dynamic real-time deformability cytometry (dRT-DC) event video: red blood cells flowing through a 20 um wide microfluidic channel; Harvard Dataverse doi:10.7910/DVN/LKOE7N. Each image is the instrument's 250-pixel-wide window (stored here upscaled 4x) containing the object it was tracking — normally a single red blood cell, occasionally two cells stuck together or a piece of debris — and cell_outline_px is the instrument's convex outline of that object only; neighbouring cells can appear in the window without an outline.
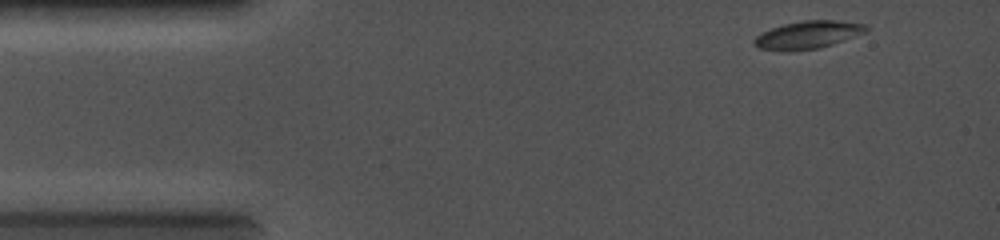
{"species": "common noctule bat (a hibernating species)", "species_latin": "Nyctalus noctula", "temperature_condition": "cold", "stored_images_in_passage": 4, "camera_frame_rate_fps": 5000, "um_per_image_px": 0.085, "animal": {"sex": "female", "body_mass_g": 19.0, "forearm_length_mm": 56.7}, "frame": {"image": 1, "passage_image": 1, "time_ms": 0.0, "image_size_px": [1000, 240], "cell_outline_px": [[868, 32], [820, 48], [788, 52], [784, 52], [756, 48], [752, 40], [760, 32], [784, 24], [804, 20], [836, 20], [864, 24], [868, 28]], "centroid_in_image_um": [68.62, 2.98], "position_along_channel_um": 16.4, "area_um2": 18.38}}
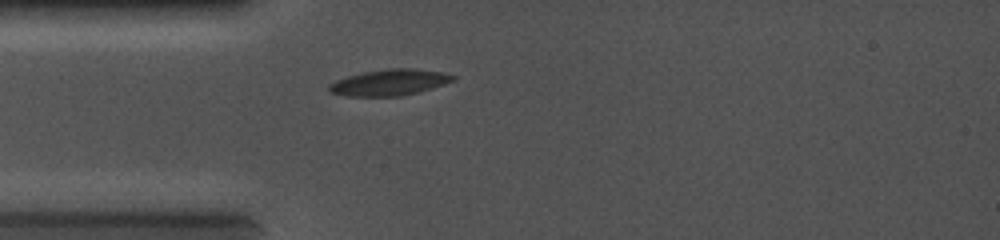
{"frame": {"image": 2, "passage_image": 4, "time_ms": 2.4, "image_size_px": [1000, 240], "cell_outline_px": [[456, 80], [432, 88], [400, 96], [344, 96], [328, 92], [328, 84], [336, 80], [348, 76], [364, 72], [388, 68], [412, 68], [444, 72], [456, 76]], "centroid_in_image_um": [33.1, 7.0], "position_along_channel_um": 51.9, "area_um2": 18.96}}